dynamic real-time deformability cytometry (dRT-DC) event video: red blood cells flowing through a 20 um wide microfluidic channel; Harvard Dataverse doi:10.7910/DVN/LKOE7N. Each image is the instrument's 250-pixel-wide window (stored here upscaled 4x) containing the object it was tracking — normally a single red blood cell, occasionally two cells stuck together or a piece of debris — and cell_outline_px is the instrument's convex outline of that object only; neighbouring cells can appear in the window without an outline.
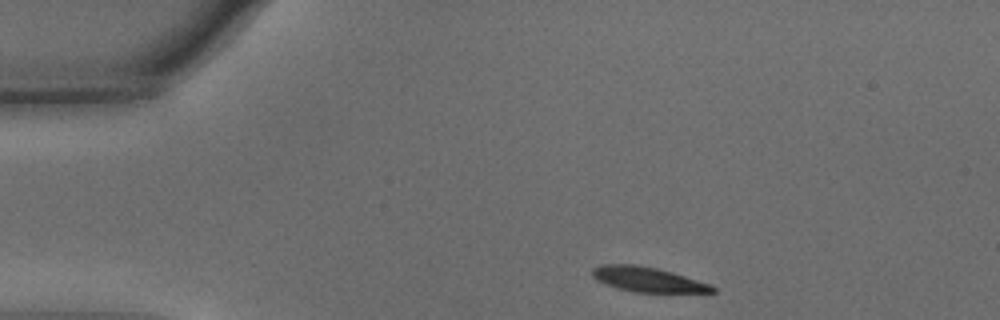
{"species": "common noctule bat (a hibernating species)", "species_latin": "Nyctalus noctula", "temperature_condition": "warm", "stored_images_in_passage": 36, "camera_frame_rate_fps": 3000, "um_per_image_px": 0.085, "animal": {"sex": "male", "body_mass_g": 15.6}, "frame": {"image": 1, "passage_image": 1, "time_ms": 0.0, "image_size_px": [1000, 320], "cell_outline_px": [[716, 292], [636, 292], [616, 288], [604, 284], [596, 280], [592, 276], [592, 268], [600, 264], [636, 264], [656, 268], [672, 272], [712, 284], [716, 288]], "centroid_in_image_um": [55.03, 23.75], "position_along_channel_um": 30.0, "area_um2": 17.51}}
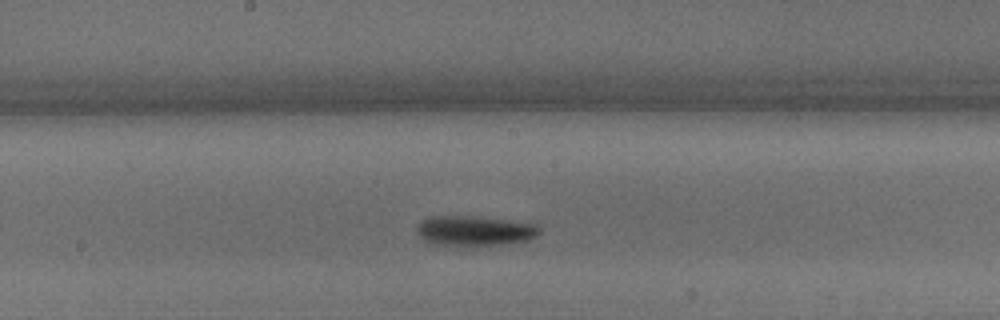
{"frame": {"image": 2, "passage_image": 20, "time_ms": 6.333, "image_size_px": [1000, 320], "cell_outline_px": [[540, 232], [536, 236], [528, 240], [504, 244], [436, 244], [424, 240], [416, 232], [416, 224], [428, 216], [472, 216], [508, 220], [536, 224], [540, 228]], "centroid_in_image_um": [40.32, 19.59], "position_along_channel_um": 207.9, "area_um2": 21.1}}
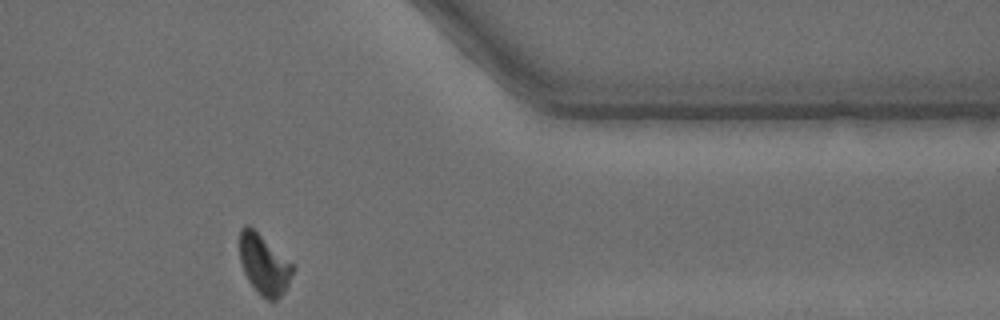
{"frame": {"image": 3, "passage_image": 36, "time_ms": 11.667, "image_size_px": [1000, 320], "cell_outline_px": [[296, 268], [284, 292], [276, 300], [268, 300], [260, 296], [256, 292], [248, 280], [244, 272], [240, 260], [240, 228], [244, 224], [248, 224], [296, 264]], "centroid_in_image_um": [22.48, 22.47], "position_along_channel_um": 388.9, "area_um2": 19.02}, "authors_computed_cell_mechanics": {"area_um2": 19.7965, "velocity_mm_per_s": 3.7234, "shape_relaxation_time_tau1_ms": 2.8035, "shape_relaxation_time_tau2_ms": null, "deformation_change_tau1": 0.1723, "deformation_change_tau2": null}}